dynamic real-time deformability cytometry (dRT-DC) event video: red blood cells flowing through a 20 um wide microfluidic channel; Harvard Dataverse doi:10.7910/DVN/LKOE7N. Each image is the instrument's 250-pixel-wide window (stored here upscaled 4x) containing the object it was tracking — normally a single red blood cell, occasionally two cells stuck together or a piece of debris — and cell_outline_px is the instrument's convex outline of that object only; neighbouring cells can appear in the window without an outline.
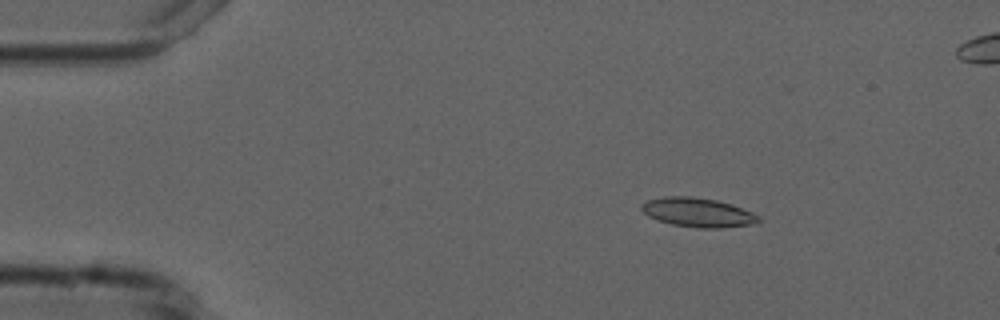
{"species": "common noctule bat (a hibernating species)", "species_latin": "Nyctalus noctula", "temperature_condition": "cold", "stored_images_in_passage": 56, "camera_frame_rate_fps": 3000, "um_per_image_px": 0.085, "animal": {"sex": "male", "forearm_length_mm": 52.5}, "frame": {"image": 1, "passage_image": 9, "time_ms": 2.667, "image_size_px": [1000, 320], "cell_outline_px": [[760, 220], [756, 224], [720, 228], [700, 228], [672, 224], [656, 220], [648, 216], [640, 208], [640, 204], [648, 200], [664, 196], [692, 196], [716, 200], [732, 204], [752, 212], [760, 216]], "centroid_in_image_um": [59.32, 18.05], "position_along_channel_um": 25.7, "area_um2": 20.06}}
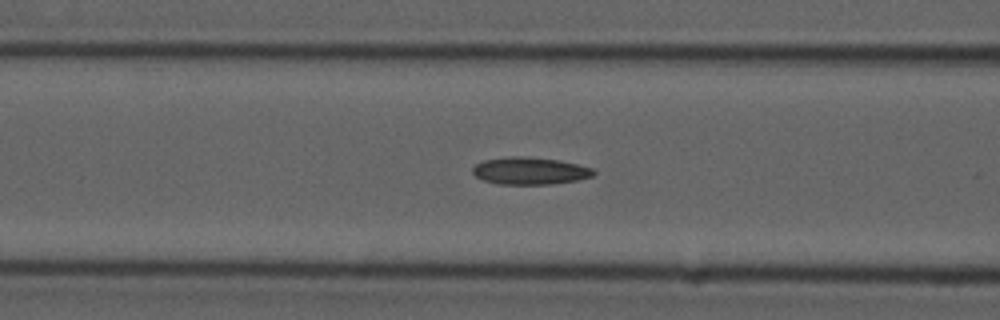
{"frame": {"image": 2, "passage_image": 22, "time_ms": 7.0, "image_size_px": [1000, 320], "cell_outline_px": [[596, 172], [592, 176], [576, 180], [552, 184], [496, 184], [484, 180], [476, 176], [472, 172], [472, 168], [476, 164], [484, 160], [508, 156], [524, 156], [560, 160], [592, 168]], "centroid_in_image_um": [45.02, 14.52], "position_along_channel_um": 121.6, "area_um2": 19.19}}
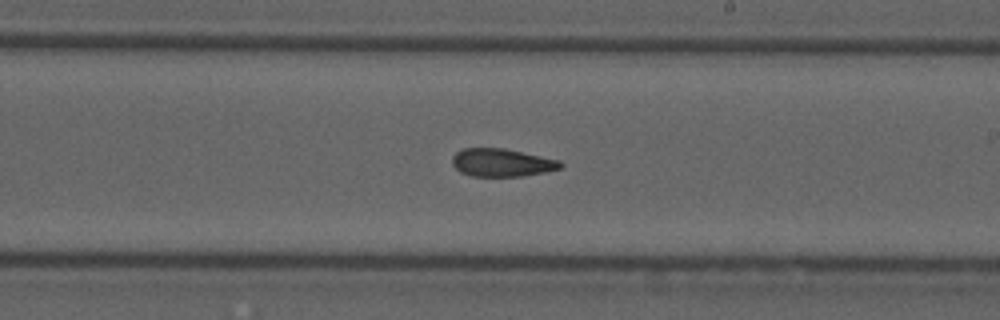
{"frame": {"image": 3, "passage_image": 32, "time_ms": 10.333, "image_size_px": [1000, 320], "cell_outline_px": [[564, 164], [560, 168], [544, 172], [524, 176], [472, 176], [460, 172], [452, 164], [452, 156], [456, 152], [464, 148], [504, 148], [560, 160]], "centroid_in_image_um": [42.64, 13.82], "position_along_channel_um": 246.4, "area_um2": 17.63}}